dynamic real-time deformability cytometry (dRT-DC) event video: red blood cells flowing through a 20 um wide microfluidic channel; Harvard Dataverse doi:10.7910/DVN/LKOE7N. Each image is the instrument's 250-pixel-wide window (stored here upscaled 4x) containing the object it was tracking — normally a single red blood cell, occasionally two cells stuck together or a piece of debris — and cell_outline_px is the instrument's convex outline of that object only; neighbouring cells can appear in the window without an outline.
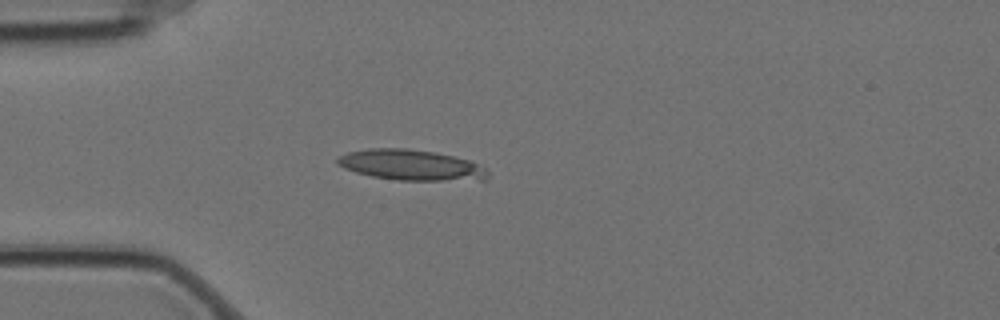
{"species": "Egyptian fruit bat (a non-hibernating species)", "species_latin": "Rousettus aegyptiacus", "temperature_condition": "cold", "stored_images_in_passage": 14, "camera_frame_rate_fps": 3000, "um_per_image_px": 0.085, "animal": {"sex": "female"}, "frame": {"image": 1, "passage_image": 3, "time_ms": 0.667, "image_size_px": [1000, 320], "cell_outline_px": [[488, 180], [396, 180], [372, 176], [356, 172], [344, 168], [336, 164], [336, 160], [340, 156], [348, 152], [368, 148], [408, 148], [432, 152], [472, 160], [488, 168]], "centroid_in_image_um": [34.98, 14.03], "position_along_channel_um": 50.0, "area_um2": 26.99}}